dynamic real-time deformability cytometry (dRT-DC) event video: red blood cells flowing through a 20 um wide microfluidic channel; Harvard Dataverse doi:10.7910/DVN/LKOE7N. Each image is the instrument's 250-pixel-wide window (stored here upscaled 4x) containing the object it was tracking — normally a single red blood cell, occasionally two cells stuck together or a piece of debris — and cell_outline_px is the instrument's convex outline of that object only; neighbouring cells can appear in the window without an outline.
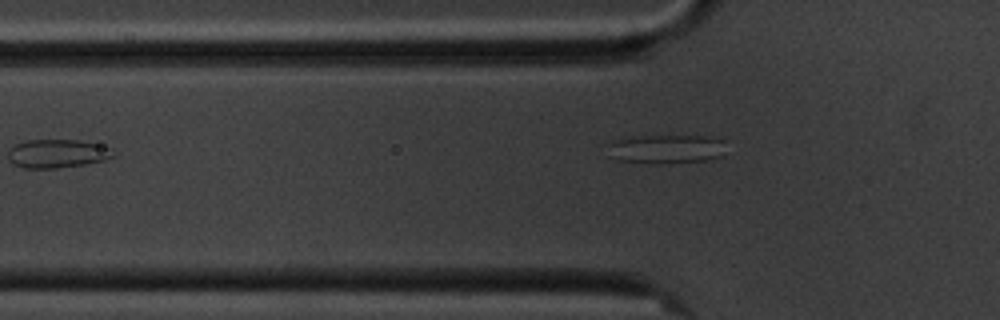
{"species": "common noctule bat (a hibernating species)", "species_latin": "Nyctalus noctula", "temperature_condition": "cold", "stored_images_in_passage": 2, "segment_of_instrument_passage": [2, 2], "camera_frame_rate_fps": 3000, "um_per_image_px": 0.085, "animal": {"sex": "male", "body_mass_g": 20.1, "forearm_length_mm": 53.5}, "frame": {"image": 1, "passage_image": 2, "time_ms": 1.333, "image_size_px": [1000, 320], "cell_outline_px": [[724, 156], [708, 160], [656, 164], [652, 164], [616, 160], [608, 156], [608, 144], [612, 140], [632, 136], [704, 136], [724, 140]], "centroid_in_image_um": [56.58, 12.67], "position_along_channel_um": 69.2, "area_um2": 20.4}}